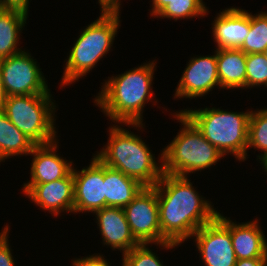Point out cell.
Listing matches in <instances>:
<instances>
[{"label":"cell","mask_w":267,"mask_h":266,"mask_svg":"<svg viewBox=\"0 0 267 266\" xmlns=\"http://www.w3.org/2000/svg\"><path fill=\"white\" fill-rule=\"evenodd\" d=\"M123 210L130 231L139 244H154L162 250L180 246L161 235L157 192L153 187H144Z\"/></svg>","instance_id":"8"},{"label":"cell","mask_w":267,"mask_h":266,"mask_svg":"<svg viewBox=\"0 0 267 266\" xmlns=\"http://www.w3.org/2000/svg\"><path fill=\"white\" fill-rule=\"evenodd\" d=\"M28 17L16 8H0V60L24 51L19 42Z\"/></svg>","instance_id":"20"},{"label":"cell","mask_w":267,"mask_h":266,"mask_svg":"<svg viewBox=\"0 0 267 266\" xmlns=\"http://www.w3.org/2000/svg\"><path fill=\"white\" fill-rule=\"evenodd\" d=\"M156 61L149 59L148 62L112 75L101 83V91L94 95L93 102L109 121L116 124H143V112L147 103L150 101L156 105L158 102L152 90Z\"/></svg>","instance_id":"2"},{"label":"cell","mask_w":267,"mask_h":266,"mask_svg":"<svg viewBox=\"0 0 267 266\" xmlns=\"http://www.w3.org/2000/svg\"><path fill=\"white\" fill-rule=\"evenodd\" d=\"M0 266H16L13 257L11 245L9 244L10 226L6 223L4 228L0 230Z\"/></svg>","instance_id":"27"},{"label":"cell","mask_w":267,"mask_h":266,"mask_svg":"<svg viewBox=\"0 0 267 266\" xmlns=\"http://www.w3.org/2000/svg\"><path fill=\"white\" fill-rule=\"evenodd\" d=\"M30 0H1V8H16L29 12Z\"/></svg>","instance_id":"30"},{"label":"cell","mask_w":267,"mask_h":266,"mask_svg":"<svg viewBox=\"0 0 267 266\" xmlns=\"http://www.w3.org/2000/svg\"><path fill=\"white\" fill-rule=\"evenodd\" d=\"M152 245L138 244L130 251L122 255V266H164L163 261L159 259L158 254L153 252L150 247ZM166 266V265H165Z\"/></svg>","instance_id":"26"},{"label":"cell","mask_w":267,"mask_h":266,"mask_svg":"<svg viewBox=\"0 0 267 266\" xmlns=\"http://www.w3.org/2000/svg\"><path fill=\"white\" fill-rule=\"evenodd\" d=\"M151 1V0H150ZM151 7L152 9H150V16L153 18H155V16L163 9L165 8L170 2L171 0H152L151 1Z\"/></svg>","instance_id":"32"},{"label":"cell","mask_w":267,"mask_h":266,"mask_svg":"<svg viewBox=\"0 0 267 266\" xmlns=\"http://www.w3.org/2000/svg\"><path fill=\"white\" fill-rule=\"evenodd\" d=\"M258 162L260 163L261 167L264 169V172H266L267 175V155Z\"/></svg>","instance_id":"34"},{"label":"cell","mask_w":267,"mask_h":266,"mask_svg":"<svg viewBox=\"0 0 267 266\" xmlns=\"http://www.w3.org/2000/svg\"><path fill=\"white\" fill-rule=\"evenodd\" d=\"M120 15L100 12V16L94 22L80 30V35L64 61L66 63L63 67L61 85L59 84L62 89L86 77L97 63L112 51L118 28L121 27Z\"/></svg>","instance_id":"4"},{"label":"cell","mask_w":267,"mask_h":266,"mask_svg":"<svg viewBox=\"0 0 267 266\" xmlns=\"http://www.w3.org/2000/svg\"><path fill=\"white\" fill-rule=\"evenodd\" d=\"M59 139L45 144L35 145L29 156L33 157L30 167V180L23 184H41L65 178L73 169V160H66L57 153Z\"/></svg>","instance_id":"14"},{"label":"cell","mask_w":267,"mask_h":266,"mask_svg":"<svg viewBox=\"0 0 267 266\" xmlns=\"http://www.w3.org/2000/svg\"><path fill=\"white\" fill-rule=\"evenodd\" d=\"M97 3L99 4L102 13H121V0H98Z\"/></svg>","instance_id":"29"},{"label":"cell","mask_w":267,"mask_h":266,"mask_svg":"<svg viewBox=\"0 0 267 266\" xmlns=\"http://www.w3.org/2000/svg\"><path fill=\"white\" fill-rule=\"evenodd\" d=\"M216 59L221 89H246V54L237 48L216 49Z\"/></svg>","instance_id":"18"},{"label":"cell","mask_w":267,"mask_h":266,"mask_svg":"<svg viewBox=\"0 0 267 266\" xmlns=\"http://www.w3.org/2000/svg\"><path fill=\"white\" fill-rule=\"evenodd\" d=\"M186 65L173 94L175 100L197 99L208 95L215 88L221 89L217 72L216 48L213 55H195Z\"/></svg>","instance_id":"11"},{"label":"cell","mask_w":267,"mask_h":266,"mask_svg":"<svg viewBox=\"0 0 267 266\" xmlns=\"http://www.w3.org/2000/svg\"><path fill=\"white\" fill-rule=\"evenodd\" d=\"M189 178L163 173L153 187L157 192L161 235L178 245L219 213L209 199L198 193Z\"/></svg>","instance_id":"1"},{"label":"cell","mask_w":267,"mask_h":266,"mask_svg":"<svg viewBox=\"0 0 267 266\" xmlns=\"http://www.w3.org/2000/svg\"><path fill=\"white\" fill-rule=\"evenodd\" d=\"M74 214L94 213L105 208L104 164L93 154L82 169L73 166Z\"/></svg>","instance_id":"12"},{"label":"cell","mask_w":267,"mask_h":266,"mask_svg":"<svg viewBox=\"0 0 267 266\" xmlns=\"http://www.w3.org/2000/svg\"><path fill=\"white\" fill-rule=\"evenodd\" d=\"M235 266H267V258H250L237 260Z\"/></svg>","instance_id":"31"},{"label":"cell","mask_w":267,"mask_h":266,"mask_svg":"<svg viewBox=\"0 0 267 266\" xmlns=\"http://www.w3.org/2000/svg\"><path fill=\"white\" fill-rule=\"evenodd\" d=\"M93 215L104 246L124 255L139 244L130 231L123 208L106 206Z\"/></svg>","instance_id":"16"},{"label":"cell","mask_w":267,"mask_h":266,"mask_svg":"<svg viewBox=\"0 0 267 266\" xmlns=\"http://www.w3.org/2000/svg\"><path fill=\"white\" fill-rule=\"evenodd\" d=\"M193 240L204 266H235L237 258L230 234V218L218 213L217 217L200 227Z\"/></svg>","instance_id":"10"},{"label":"cell","mask_w":267,"mask_h":266,"mask_svg":"<svg viewBox=\"0 0 267 266\" xmlns=\"http://www.w3.org/2000/svg\"><path fill=\"white\" fill-rule=\"evenodd\" d=\"M249 149L259 150L257 161L267 155V108L252 110L249 118L248 146Z\"/></svg>","instance_id":"23"},{"label":"cell","mask_w":267,"mask_h":266,"mask_svg":"<svg viewBox=\"0 0 267 266\" xmlns=\"http://www.w3.org/2000/svg\"><path fill=\"white\" fill-rule=\"evenodd\" d=\"M23 194L32 203L52 216L74 214V178L72 171L62 179L41 184H23Z\"/></svg>","instance_id":"13"},{"label":"cell","mask_w":267,"mask_h":266,"mask_svg":"<svg viewBox=\"0 0 267 266\" xmlns=\"http://www.w3.org/2000/svg\"><path fill=\"white\" fill-rule=\"evenodd\" d=\"M209 12V7L203 0H171L155 18H167L176 22L179 19L204 18Z\"/></svg>","instance_id":"22"},{"label":"cell","mask_w":267,"mask_h":266,"mask_svg":"<svg viewBox=\"0 0 267 266\" xmlns=\"http://www.w3.org/2000/svg\"><path fill=\"white\" fill-rule=\"evenodd\" d=\"M265 57H266V59H267V47H266V49L263 51V53H262Z\"/></svg>","instance_id":"35"},{"label":"cell","mask_w":267,"mask_h":266,"mask_svg":"<svg viewBox=\"0 0 267 266\" xmlns=\"http://www.w3.org/2000/svg\"><path fill=\"white\" fill-rule=\"evenodd\" d=\"M56 105L52 94L7 96L2 111L35 145H45L59 137Z\"/></svg>","instance_id":"7"},{"label":"cell","mask_w":267,"mask_h":266,"mask_svg":"<svg viewBox=\"0 0 267 266\" xmlns=\"http://www.w3.org/2000/svg\"><path fill=\"white\" fill-rule=\"evenodd\" d=\"M238 7L222 9L211 23L216 49L239 48L250 29V11Z\"/></svg>","instance_id":"15"},{"label":"cell","mask_w":267,"mask_h":266,"mask_svg":"<svg viewBox=\"0 0 267 266\" xmlns=\"http://www.w3.org/2000/svg\"><path fill=\"white\" fill-rule=\"evenodd\" d=\"M267 88V59L262 53L246 54V89Z\"/></svg>","instance_id":"25"},{"label":"cell","mask_w":267,"mask_h":266,"mask_svg":"<svg viewBox=\"0 0 267 266\" xmlns=\"http://www.w3.org/2000/svg\"><path fill=\"white\" fill-rule=\"evenodd\" d=\"M104 254L95 253L85 257H75L72 261V266H111L112 263L105 259Z\"/></svg>","instance_id":"28"},{"label":"cell","mask_w":267,"mask_h":266,"mask_svg":"<svg viewBox=\"0 0 267 266\" xmlns=\"http://www.w3.org/2000/svg\"><path fill=\"white\" fill-rule=\"evenodd\" d=\"M176 112H182L224 157L231 155L239 162L249 158L247 146L252 109L234 112L206 106L198 109L196 107L181 109Z\"/></svg>","instance_id":"5"},{"label":"cell","mask_w":267,"mask_h":266,"mask_svg":"<svg viewBox=\"0 0 267 266\" xmlns=\"http://www.w3.org/2000/svg\"><path fill=\"white\" fill-rule=\"evenodd\" d=\"M110 125L112 126L108 128L109 131L107 130V143L94 155L105 166L121 171L145 187H154L163 174L162 150L156 160L155 154L152 153L149 144L142 140L141 135L129 130L134 127L138 132L145 131L142 130L145 129V124Z\"/></svg>","instance_id":"3"},{"label":"cell","mask_w":267,"mask_h":266,"mask_svg":"<svg viewBox=\"0 0 267 266\" xmlns=\"http://www.w3.org/2000/svg\"><path fill=\"white\" fill-rule=\"evenodd\" d=\"M173 112L171 117L181 123V128L162 149L163 173L190 176L212 168L224 158L182 112Z\"/></svg>","instance_id":"6"},{"label":"cell","mask_w":267,"mask_h":266,"mask_svg":"<svg viewBox=\"0 0 267 266\" xmlns=\"http://www.w3.org/2000/svg\"><path fill=\"white\" fill-rule=\"evenodd\" d=\"M29 50L0 60V75L6 96L51 94L48 82Z\"/></svg>","instance_id":"9"},{"label":"cell","mask_w":267,"mask_h":266,"mask_svg":"<svg viewBox=\"0 0 267 266\" xmlns=\"http://www.w3.org/2000/svg\"><path fill=\"white\" fill-rule=\"evenodd\" d=\"M267 47V11L250 12V29L243 44L238 48L245 54L263 53Z\"/></svg>","instance_id":"24"},{"label":"cell","mask_w":267,"mask_h":266,"mask_svg":"<svg viewBox=\"0 0 267 266\" xmlns=\"http://www.w3.org/2000/svg\"><path fill=\"white\" fill-rule=\"evenodd\" d=\"M258 218L237 223L230 219V234L237 260L267 258V238Z\"/></svg>","instance_id":"17"},{"label":"cell","mask_w":267,"mask_h":266,"mask_svg":"<svg viewBox=\"0 0 267 266\" xmlns=\"http://www.w3.org/2000/svg\"><path fill=\"white\" fill-rule=\"evenodd\" d=\"M35 144L0 110V164L12 157L28 156Z\"/></svg>","instance_id":"21"},{"label":"cell","mask_w":267,"mask_h":266,"mask_svg":"<svg viewBox=\"0 0 267 266\" xmlns=\"http://www.w3.org/2000/svg\"><path fill=\"white\" fill-rule=\"evenodd\" d=\"M6 94L4 92V89H3V83H2V80H1V75H0V110H2L3 108V105H4V102L6 100Z\"/></svg>","instance_id":"33"},{"label":"cell","mask_w":267,"mask_h":266,"mask_svg":"<svg viewBox=\"0 0 267 266\" xmlns=\"http://www.w3.org/2000/svg\"><path fill=\"white\" fill-rule=\"evenodd\" d=\"M144 187L138 180L104 165L105 207L124 208Z\"/></svg>","instance_id":"19"}]
</instances>
